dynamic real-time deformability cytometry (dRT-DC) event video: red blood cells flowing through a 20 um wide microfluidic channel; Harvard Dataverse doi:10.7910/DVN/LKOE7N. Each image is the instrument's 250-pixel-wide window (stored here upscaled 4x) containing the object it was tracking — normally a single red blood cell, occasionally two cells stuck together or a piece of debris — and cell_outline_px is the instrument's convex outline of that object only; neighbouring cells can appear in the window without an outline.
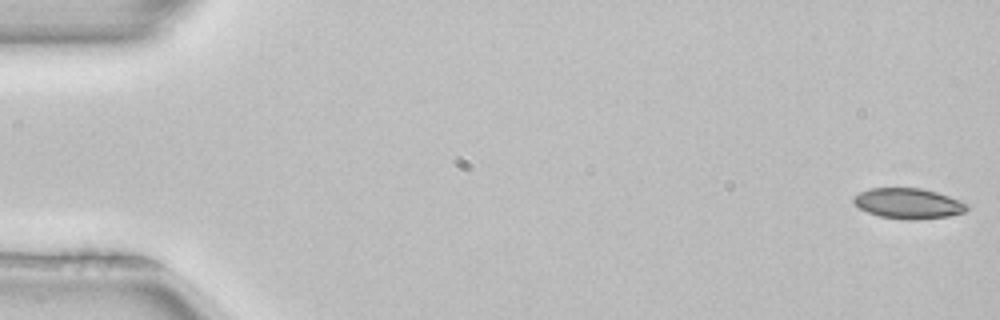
{"species": "common noctule bat (a hibernating species)", "species_latin": "Nyctalus noctula", "temperature_condition": "room temperature", "stored_images_in_passage": 5, "camera_frame_rate_fps": 3000, "um_per_image_px": 0.085, "animal": {"sex": "female", "body_mass_g": 22.7, "forearm_length_mm": 54.2}, "frame": {"image": 1, "passage_image": 1, "time_ms": 0.0, "image_size_px": [1000, 320], "cell_outline_px": [[968, 208], [964, 212], [948, 216], [908, 220], [880, 216], [868, 212], [860, 208], [852, 200], [852, 196], [868, 188], [920, 188], [936, 192], [960, 200], [968, 204]], "centroid_in_image_um": [77.19, 17.28], "position_along_channel_um": 7.8, "area_um2": 19.94}}
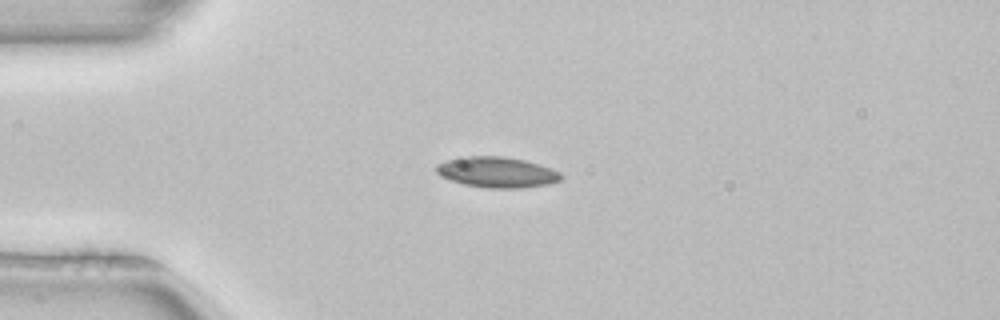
{"frame": {"image": 2, "passage_image": 4, "time_ms": 1.0, "image_size_px": [1000, 320], "cell_outline_px": [[560, 180], [548, 184], [524, 188], [488, 188], [464, 184], [440, 176], [436, 172], [436, 164], [448, 160], [464, 156], [504, 156], [524, 160], [552, 168], [560, 172]], "centroid_in_image_um": [42.23, 14.63], "position_along_channel_um": 42.8, "area_um2": 22.2}}